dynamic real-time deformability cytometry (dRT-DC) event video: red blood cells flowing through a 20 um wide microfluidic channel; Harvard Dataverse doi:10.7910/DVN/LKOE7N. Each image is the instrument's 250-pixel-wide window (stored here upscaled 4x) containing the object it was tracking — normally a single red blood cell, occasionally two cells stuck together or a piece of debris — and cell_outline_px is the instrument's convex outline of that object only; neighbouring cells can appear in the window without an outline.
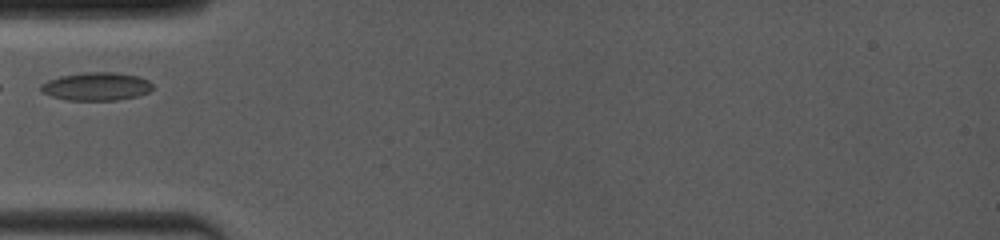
{"species": "common noctule bat (a hibernating species)", "species_latin": "Nyctalus noctula", "temperature_condition": "room temperature", "stored_images_in_passage": 20, "camera_frame_rate_fps": 4000, "um_per_image_px": 0.085, "animal": {"sex": "female", "body_mass_g": 19.0, "forearm_length_mm": 53.3}, "frame": {"image": 1, "passage_image": 1, "time_ms": 0.0, "image_size_px": [1000, 240], "cell_outline_px": [[152, 88], [148, 92], [136, 96], [116, 100], [68, 100], [52, 96], [40, 92], [40, 84], [48, 80], [60, 76], [88, 72], [112, 72], [136, 76], [148, 80], [152, 84]], "centroid_in_image_um": [8.15, 7.35], "position_along_channel_um": 76.8, "area_um2": 18.15}}
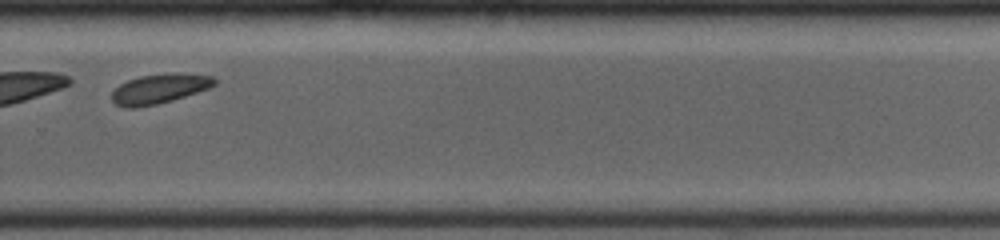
{"frame": {"image": 2, "passage_image": 15, "time_ms": 6.0, "image_size_px": [1000, 240], "cell_outline_px": [[216, 84], [208, 88], [172, 100], [156, 104], [136, 108], [128, 108], [116, 104], [112, 100], [112, 92], [120, 84], [128, 80], [140, 76], [172, 72], [212, 76], [216, 80]], "centroid_in_image_um": [13.53, 7.54], "position_along_channel_um": 316.3, "area_um2": 17.57}}
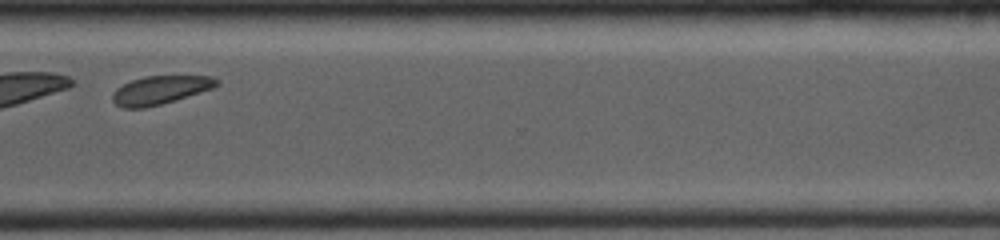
{"frame": {"image": 3, "passage_image": 17, "time_ms": 7.0, "image_size_px": [1000, 240], "cell_outline_px": [[220, 84], [212, 88], [176, 100], [144, 108], [124, 108], [116, 104], [112, 100], [112, 92], [116, 88], [132, 80], [144, 76], [212, 76], [220, 80]], "centroid_in_image_um": [13.62, 7.65], "position_along_channel_um": 357.0, "area_um2": 17.22}}